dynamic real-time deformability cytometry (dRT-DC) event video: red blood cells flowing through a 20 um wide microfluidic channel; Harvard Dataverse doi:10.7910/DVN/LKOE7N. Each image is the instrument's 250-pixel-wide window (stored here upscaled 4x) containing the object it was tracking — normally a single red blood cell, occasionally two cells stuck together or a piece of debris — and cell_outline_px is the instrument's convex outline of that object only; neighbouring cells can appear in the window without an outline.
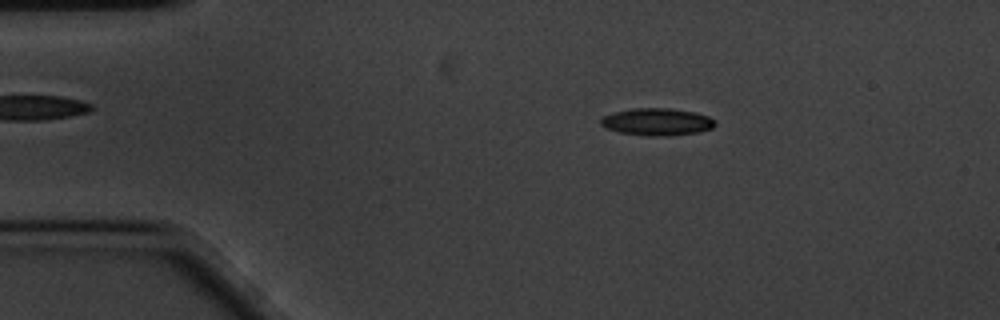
{"species": "common noctule bat (a hibernating species)", "species_latin": "Nyctalus noctula", "temperature_condition": "cold", "stored_images_in_passage": 58, "camera_frame_rate_fps": 3000, "um_per_image_px": 0.085, "animal": {"sex": "male", "body_mass_g": 20.1, "forearm_length_mm": 53.5}, "frame": {"image": 1, "passage_image": 10, "time_ms": 3.0, "image_size_px": [1000, 320], "cell_outline_px": [[716, 124], [712, 128], [700, 132], [668, 136], [648, 136], [620, 132], [608, 128], [600, 124], [600, 120], [604, 116], [612, 112], [632, 108], [668, 108], [692, 112], [708, 116], [716, 120]], "centroid_in_image_um": [55.86, 10.36], "position_along_channel_um": 29.1, "area_um2": 18.15}}
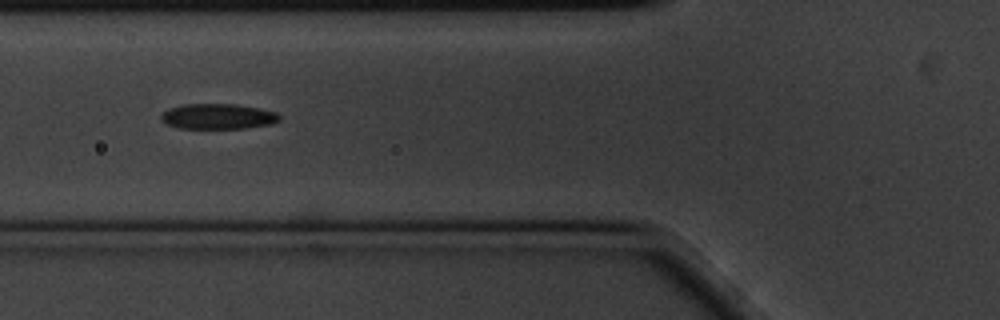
{"frame": {"image": 2, "passage_image": 21, "time_ms": 6.667, "image_size_px": [1000, 320], "cell_outline_px": [[280, 120], [272, 124], [248, 128], [180, 128], [168, 124], [160, 120], [160, 116], [168, 108], [184, 104], [236, 104], [260, 108], [276, 112], [280, 116]], "centroid_in_image_um": [18.55, 9.89], "position_along_channel_um": 107.3, "area_um2": 17.57}}
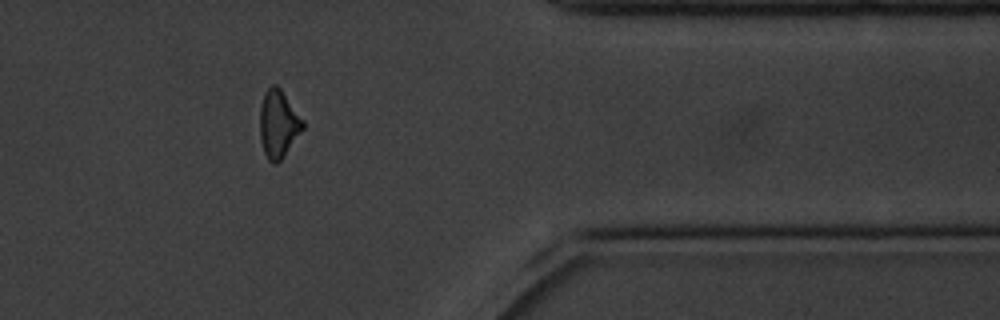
{"frame": {"image": 3, "passage_image": 47, "time_ms": 15.333, "image_size_px": [1000, 320], "cell_outline_px": [[304, 128], [284, 156], [276, 164], [272, 164], [268, 160], [264, 152], [260, 136], [260, 108], [264, 92], [272, 84], [276, 84], [280, 88], [304, 120]], "centroid_in_image_um": [23.66, 10.53], "position_along_channel_um": 387.7, "area_um2": 16.94}, "authors_computed_cell_mechanics": {"area_um2": 17.1955, "velocity_mm_per_s": 3.4499, "shape_relaxation_time_tau1_ms": 5.4803, "shape_relaxation_time_tau2_ms": 5.2029, "deformation_change_tau1": 0.1238, "deformation_change_tau2": 0.1364}}